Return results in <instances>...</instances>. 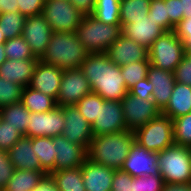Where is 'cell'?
<instances>
[{
    "mask_svg": "<svg viewBox=\"0 0 191 191\" xmlns=\"http://www.w3.org/2000/svg\"><path fill=\"white\" fill-rule=\"evenodd\" d=\"M80 68L92 92L104 100L121 101L128 93L120 66L115 65L106 53H89Z\"/></svg>",
    "mask_w": 191,
    "mask_h": 191,
    "instance_id": "cell-1",
    "label": "cell"
},
{
    "mask_svg": "<svg viewBox=\"0 0 191 191\" xmlns=\"http://www.w3.org/2000/svg\"><path fill=\"white\" fill-rule=\"evenodd\" d=\"M134 142V132L128 130L93 136L87 149V158L114 170H121Z\"/></svg>",
    "mask_w": 191,
    "mask_h": 191,
    "instance_id": "cell-2",
    "label": "cell"
},
{
    "mask_svg": "<svg viewBox=\"0 0 191 191\" xmlns=\"http://www.w3.org/2000/svg\"><path fill=\"white\" fill-rule=\"evenodd\" d=\"M89 55L76 33L53 32L41 62L53 65L61 70L80 68Z\"/></svg>",
    "mask_w": 191,
    "mask_h": 191,
    "instance_id": "cell-3",
    "label": "cell"
},
{
    "mask_svg": "<svg viewBox=\"0 0 191 191\" xmlns=\"http://www.w3.org/2000/svg\"><path fill=\"white\" fill-rule=\"evenodd\" d=\"M121 34V25L105 24L92 15H83L76 31L78 40L89 53H106Z\"/></svg>",
    "mask_w": 191,
    "mask_h": 191,
    "instance_id": "cell-4",
    "label": "cell"
},
{
    "mask_svg": "<svg viewBox=\"0 0 191 191\" xmlns=\"http://www.w3.org/2000/svg\"><path fill=\"white\" fill-rule=\"evenodd\" d=\"M164 183H191V148L173 144L158 152Z\"/></svg>",
    "mask_w": 191,
    "mask_h": 191,
    "instance_id": "cell-5",
    "label": "cell"
},
{
    "mask_svg": "<svg viewBox=\"0 0 191 191\" xmlns=\"http://www.w3.org/2000/svg\"><path fill=\"white\" fill-rule=\"evenodd\" d=\"M173 120L160 113L134 132L135 141L151 152H161L174 144Z\"/></svg>",
    "mask_w": 191,
    "mask_h": 191,
    "instance_id": "cell-6",
    "label": "cell"
},
{
    "mask_svg": "<svg viewBox=\"0 0 191 191\" xmlns=\"http://www.w3.org/2000/svg\"><path fill=\"white\" fill-rule=\"evenodd\" d=\"M150 65L174 72L185 56L182 40L174 31L165 32L158 37L148 50Z\"/></svg>",
    "mask_w": 191,
    "mask_h": 191,
    "instance_id": "cell-7",
    "label": "cell"
},
{
    "mask_svg": "<svg viewBox=\"0 0 191 191\" xmlns=\"http://www.w3.org/2000/svg\"><path fill=\"white\" fill-rule=\"evenodd\" d=\"M53 32L76 33L83 14L67 0H45L43 13Z\"/></svg>",
    "mask_w": 191,
    "mask_h": 191,
    "instance_id": "cell-8",
    "label": "cell"
},
{
    "mask_svg": "<svg viewBox=\"0 0 191 191\" xmlns=\"http://www.w3.org/2000/svg\"><path fill=\"white\" fill-rule=\"evenodd\" d=\"M126 129L135 132L161 111L153 99H143L127 93L121 100Z\"/></svg>",
    "mask_w": 191,
    "mask_h": 191,
    "instance_id": "cell-9",
    "label": "cell"
},
{
    "mask_svg": "<svg viewBox=\"0 0 191 191\" xmlns=\"http://www.w3.org/2000/svg\"><path fill=\"white\" fill-rule=\"evenodd\" d=\"M89 81L81 68L66 69L62 74L57 106H72L91 93Z\"/></svg>",
    "mask_w": 191,
    "mask_h": 191,
    "instance_id": "cell-10",
    "label": "cell"
},
{
    "mask_svg": "<svg viewBox=\"0 0 191 191\" xmlns=\"http://www.w3.org/2000/svg\"><path fill=\"white\" fill-rule=\"evenodd\" d=\"M64 112L62 106L37 113L30 112L29 125L27 126L28 137H56L63 134Z\"/></svg>",
    "mask_w": 191,
    "mask_h": 191,
    "instance_id": "cell-11",
    "label": "cell"
},
{
    "mask_svg": "<svg viewBox=\"0 0 191 191\" xmlns=\"http://www.w3.org/2000/svg\"><path fill=\"white\" fill-rule=\"evenodd\" d=\"M93 136L126 131L121 101L104 100L99 103L98 117L91 125Z\"/></svg>",
    "mask_w": 191,
    "mask_h": 191,
    "instance_id": "cell-12",
    "label": "cell"
},
{
    "mask_svg": "<svg viewBox=\"0 0 191 191\" xmlns=\"http://www.w3.org/2000/svg\"><path fill=\"white\" fill-rule=\"evenodd\" d=\"M121 171L128 173L132 177L160 175L158 152L148 151L135 141L122 165Z\"/></svg>",
    "mask_w": 191,
    "mask_h": 191,
    "instance_id": "cell-13",
    "label": "cell"
},
{
    "mask_svg": "<svg viewBox=\"0 0 191 191\" xmlns=\"http://www.w3.org/2000/svg\"><path fill=\"white\" fill-rule=\"evenodd\" d=\"M52 34L53 31L43 15L26 17L21 36L38 59L45 53Z\"/></svg>",
    "mask_w": 191,
    "mask_h": 191,
    "instance_id": "cell-14",
    "label": "cell"
},
{
    "mask_svg": "<svg viewBox=\"0 0 191 191\" xmlns=\"http://www.w3.org/2000/svg\"><path fill=\"white\" fill-rule=\"evenodd\" d=\"M63 136L70 142L82 145L86 150L93 138L91 124L79 112L76 105L64 106Z\"/></svg>",
    "mask_w": 191,
    "mask_h": 191,
    "instance_id": "cell-15",
    "label": "cell"
},
{
    "mask_svg": "<svg viewBox=\"0 0 191 191\" xmlns=\"http://www.w3.org/2000/svg\"><path fill=\"white\" fill-rule=\"evenodd\" d=\"M55 143L54 171L80 167L87 158V150L80 144L70 142L63 135L53 137Z\"/></svg>",
    "mask_w": 191,
    "mask_h": 191,
    "instance_id": "cell-16",
    "label": "cell"
},
{
    "mask_svg": "<svg viewBox=\"0 0 191 191\" xmlns=\"http://www.w3.org/2000/svg\"><path fill=\"white\" fill-rule=\"evenodd\" d=\"M109 59L118 66L148 59V49L121 34L106 51Z\"/></svg>",
    "mask_w": 191,
    "mask_h": 191,
    "instance_id": "cell-17",
    "label": "cell"
},
{
    "mask_svg": "<svg viewBox=\"0 0 191 191\" xmlns=\"http://www.w3.org/2000/svg\"><path fill=\"white\" fill-rule=\"evenodd\" d=\"M63 71L39 60L28 87L45 93L57 100Z\"/></svg>",
    "mask_w": 191,
    "mask_h": 191,
    "instance_id": "cell-18",
    "label": "cell"
},
{
    "mask_svg": "<svg viewBox=\"0 0 191 191\" xmlns=\"http://www.w3.org/2000/svg\"><path fill=\"white\" fill-rule=\"evenodd\" d=\"M122 34L141 46L150 49L153 42L166 31L156 22L148 17L140 20H133V23L124 24L121 27Z\"/></svg>",
    "mask_w": 191,
    "mask_h": 191,
    "instance_id": "cell-19",
    "label": "cell"
},
{
    "mask_svg": "<svg viewBox=\"0 0 191 191\" xmlns=\"http://www.w3.org/2000/svg\"><path fill=\"white\" fill-rule=\"evenodd\" d=\"M86 191H111L115 170L86 158L80 166Z\"/></svg>",
    "mask_w": 191,
    "mask_h": 191,
    "instance_id": "cell-20",
    "label": "cell"
},
{
    "mask_svg": "<svg viewBox=\"0 0 191 191\" xmlns=\"http://www.w3.org/2000/svg\"><path fill=\"white\" fill-rule=\"evenodd\" d=\"M147 78L153 85L152 99L162 111L168 104L175 84L174 72L149 66Z\"/></svg>",
    "mask_w": 191,
    "mask_h": 191,
    "instance_id": "cell-21",
    "label": "cell"
},
{
    "mask_svg": "<svg viewBox=\"0 0 191 191\" xmlns=\"http://www.w3.org/2000/svg\"><path fill=\"white\" fill-rule=\"evenodd\" d=\"M38 61V58L24 60L7 59L0 65V77L7 78L23 88L27 87Z\"/></svg>",
    "mask_w": 191,
    "mask_h": 191,
    "instance_id": "cell-22",
    "label": "cell"
},
{
    "mask_svg": "<svg viewBox=\"0 0 191 191\" xmlns=\"http://www.w3.org/2000/svg\"><path fill=\"white\" fill-rule=\"evenodd\" d=\"M9 159L15 169L28 171H43L38 157L32 150V138L22 136L8 151Z\"/></svg>",
    "mask_w": 191,
    "mask_h": 191,
    "instance_id": "cell-23",
    "label": "cell"
},
{
    "mask_svg": "<svg viewBox=\"0 0 191 191\" xmlns=\"http://www.w3.org/2000/svg\"><path fill=\"white\" fill-rule=\"evenodd\" d=\"M191 112V86L175 82L170 100L161 111L172 120Z\"/></svg>",
    "mask_w": 191,
    "mask_h": 191,
    "instance_id": "cell-24",
    "label": "cell"
},
{
    "mask_svg": "<svg viewBox=\"0 0 191 191\" xmlns=\"http://www.w3.org/2000/svg\"><path fill=\"white\" fill-rule=\"evenodd\" d=\"M21 102L29 112L37 113L50 111L57 106L55 98L28 86L22 90Z\"/></svg>",
    "mask_w": 191,
    "mask_h": 191,
    "instance_id": "cell-25",
    "label": "cell"
},
{
    "mask_svg": "<svg viewBox=\"0 0 191 191\" xmlns=\"http://www.w3.org/2000/svg\"><path fill=\"white\" fill-rule=\"evenodd\" d=\"M45 174L44 171L15 169L2 191H32Z\"/></svg>",
    "mask_w": 191,
    "mask_h": 191,
    "instance_id": "cell-26",
    "label": "cell"
},
{
    "mask_svg": "<svg viewBox=\"0 0 191 191\" xmlns=\"http://www.w3.org/2000/svg\"><path fill=\"white\" fill-rule=\"evenodd\" d=\"M32 150L38 157L41 169L45 173L54 171L55 143L51 137H33Z\"/></svg>",
    "mask_w": 191,
    "mask_h": 191,
    "instance_id": "cell-27",
    "label": "cell"
},
{
    "mask_svg": "<svg viewBox=\"0 0 191 191\" xmlns=\"http://www.w3.org/2000/svg\"><path fill=\"white\" fill-rule=\"evenodd\" d=\"M1 117L15 127L22 136H27L30 112L22 102L12 103L0 108Z\"/></svg>",
    "mask_w": 191,
    "mask_h": 191,
    "instance_id": "cell-28",
    "label": "cell"
},
{
    "mask_svg": "<svg viewBox=\"0 0 191 191\" xmlns=\"http://www.w3.org/2000/svg\"><path fill=\"white\" fill-rule=\"evenodd\" d=\"M60 191H86L81 167L53 171L50 173Z\"/></svg>",
    "mask_w": 191,
    "mask_h": 191,
    "instance_id": "cell-29",
    "label": "cell"
},
{
    "mask_svg": "<svg viewBox=\"0 0 191 191\" xmlns=\"http://www.w3.org/2000/svg\"><path fill=\"white\" fill-rule=\"evenodd\" d=\"M151 0H120V23L121 27L133 20L146 17L149 12Z\"/></svg>",
    "mask_w": 191,
    "mask_h": 191,
    "instance_id": "cell-30",
    "label": "cell"
},
{
    "mask_svg": "<svg viewBox=\"0 0 191 191\" xmlns=\"http://www.w3.org/2000/svg\"><path fill=\"white\" fill-rule=\"evenodd\" d=\"M120 0H96L92 16L109 25H121Z\"/></svg>",
    "mask_w": 191,
    "mask_h": 191,
    "instance_id": "cell-31",
    "label": "cell"
},
{
    "mask_svg": "<svg viewBox=\"0 0 191 191\" xmlns=\"http://www.w3.org/2000/svg\"><path fill=\"white\" fill-rule=\"evenodd\" d=\"M26 16L16 12L0 13V29L6 39H12L22 35Z\"/></svg>",
    "mask_w": 191,
    "mask_h": 191,
    "instance_id": "cell-32",
    "label": "cell"
},
{
    "mask_svg": "<svg viewBox=\"0 0 191 191\" xmlns=\"http://www.w3.org/2000/svg\"><path fill=\"white\" fill-rule=\"evenodd\" d=\"M149 66V60H140L120 67L121 73L125 79L126 88L128 90L138 81L147 78Z\"/></svg>",
    "mask_w": 191,
    "mask_h": 191,
    "instance_id": "cell-33",
    "label": "cell"
},
{
    "mask_svg": "<svg viewBox=\"0 0 191 191\" xmlns=\"http://www.w3.org/2000/svg\"><path fill=\"white\" fill-rule=\"evenodd\" d=\"M4 52L6 58L11 60L37 58L34 56L30 46L22 36L7 39L4 43Z\"/></svg>",
    "mask_w": 191,
    "mask_h": 191,
    "instance_id": "cell-34",
    "label": "cell"
},
{
    "mask_svg": "<svg viewBox=\"0 0 191 191\" xmlns=\"http://www.w3.org/2000/svg\"><path fill=\"white\" fill-rule=\"evenodd\" d=\"M103 101L104 99L100 95L91 92L87 96L82 97L76 103V107L87 122L92 125L95 118L98 117L99 103H103Z\"/></svg>",
    "mask_w": 191,
    "mask_h": 191,
    "instance_id": "cell-35",
    "label": "cell"
},
{
    "mask_svg": "<svg viewBox=\"0 0 191 191\" xmlns=\"http://www.w3.org/2000/svg\"><path fill=\"white\" fill-rule=\"evenodd\" d=\"M174 143L191 148V112L173 119Z\"/></svg>",
    "mask_w": 191,
    "mask_h": 191,
    "instance_id": "cell-36",
    "label": "cell"
},
{
    "mask_svg": "<svg viewBox=\"0 0 191 191\" xmlns=\"http://www.w3.org/2000/svg\"><path fill=\"white\" fill-rule=\"evenodd\" d=\"M23 87L0 77V108L21 101Z\"/></svg>",
    "mask_w": 191,
    "mask_h": 191,
    "instance_id": "cell-37",
    "label": "cell"
},
{
    "mask_svg": "<svg viewBox=\"0 0 191 191\" xmlns=\"http://www.w3.org/2000/svg\"><path fill=\"white\" fill-rule=\"evenodd\" d=\"M163 185L161 175L132 177V191H162Z\"/></svg>",
    "mask_w": 191,
    "mask_h": 191,
    "instance_id": "cell-38",
    "label": "cell"
},
{
    "mask_svg": "<svg viewBox=\"0 0 191 191\" xmlns=\"http://www.w3.org/2000/svg\"><path fill=\"white\" fill-rule=\"evenodd\" d=\"M148 17L152 18L157 25L169 32V16L167 15V0H151Z\"/></svg>",
    "mask_w": 191,
    "mask_h": 191,
    "instance_id": "cell-39",
    "label": "cell"
},
{
    "mask_svg": "<svg viewBox=\"0 0 191 191\" xmlns=\"http://www.w3.org/2000/svg\"><path fill=\"white\" fill-rule=\"evenodd\" d=\"M22 135L2 117L0 120V150L9 151Z\"/></svg>",
    "mask_w": 191,
    "mask_h": 191,
    "instance_id": "cell-40",
    "label": "cell"
},
{
    "mask_svg": "<svg viewBox=\"0 0 191 191\" xmlns=\"http://www.w3.org/2000/svg\"><path fill=\"white\" fill-rule=\"evenodd\" d=\"M45 0H17L18 12L27 16L42 15Z\"/></svg>",
    "mask_w": 191,
    "mask_h": 191,
    "instance_id": "cell-41",
    "label": "cell"
},
{
    "mask_svg": "<svg viewBox=\"0 0 191 191\" xmlns=\"http://www.w3.org/2000/svg\"><path fill=\"white\" fill-rule=\"evenodd\" d=\"M14 165L9 159L8 151L0 150V189L2 190L6 183L13 176Z\"/></svg>",
    "mask_w": 191,
    "mask_h": 191,
    "instance_id": "cell-42",
    "label": "cell"
},
{
    "mask_svg": "<svg viewBox=\"0 0 191 191\" xmlns=\"http://www.w3.org/2000/svg\"><path fill=\"white\" fill-rule=\"evenodd\" d=\"M174 32L182 40L184 50H191V17L183 18L175 26Z\"/></svg>",
    "mask_w": 191,
    "mask_h": 191,
    "instance_id": "cell-43",
    "label": "cell"
},
{
    "mask_svg": "<svg viewBox=\"0 0 191 191\" xmlns=\"http://www.w3.org/2000/svg\"><path fill=\"white\" fill-rule=\"evenodd\" d=\"M175 81L191 86V61L185 56L174 70Z\"/></svg>",
    "mask_w": 191,
    "mask_h": 191,
    "instance_id": "cell-44",
    "label": "cell"
},
{
    "mask_svg": "<svg viewBox=\"0 0 191 191\" xmlns=\"http://www.w3.org/2000/svg\"><path fill=\"white\" fill-rule=\"evenodd\" d=\"M111 191H132V176L128 173L115 170Z\"/></svg>",
    "mask_w": 191,
    "mask_h": 191,
    "instance_id": "cell-45",
    "label": "cell"
},
{
    "mask_svg": "<svg viewBox=\"0 0 191 191\" xmlns=\"http://www.w3.org/2000/svg\"><path fill=\"white\" fill-rule=\"evenodd\" d=\"M167 15L169 16V31H174L175 26L183 19L180 0H167Z\"/></svg>",
    "mask_w": 191,
    "mask_h": 191,
    "instance_id": "cell-46",
    "label": "cell"
},
{
    "mask_svg": "<svg viewBox=\"0 0 191 191\" xmlns=\"http://www.w3.org/2000/svg\"><path fill=\"white\" fill-rule=\"evenodd\" d=\"M128 93L143 99H152L153 85L148 78L138 81L132 86Z\"/></svg>",
    "mask_w": 191,
    "mask_h": 191,
    "instance_id": "cell-47",
    "label": "cell"
},
{
    "mask_svg": "<svg viewBox=\"0 0 191 191\" xmlns=\"http://www.w3.org/2000/svg\"><path fill=\"white\" fill-rule=\"evenodd\" d=\"M32 191H60L56 181L50 173H46Z\"/></svg>",
    "mask_w": 191,
    "mask_h": 191,
    "instance_id": "cell-48",
    "label": "cell"
},
{
    "mask_svg": "<svg viewBox=\"0 0 191 191\" xmlns=\"http://www.w3.org/2000/svg\"><path fill=\"white\" fill-rule=\"evenodd\" d=\"M70 1L83 15H91L95 8V3H96V0H70Z\"/></svg>",
    "mask_w": 191,
    "mask_h": 191,
    "instance_id": "cell-49",
    "label": "cell"
},
{
    "mask_svg": "<svg viewBox=\"0 0 191 191\" xmlns=\"http://www.w3.org/2000/svg\"><path fill=\"white\" fill-rule=\"evenodd\" d=\"M162 191H191V183H164Z\"/></svg>",
    "mask_w": 191,
    "mask_h": 191,
    "instance_id": "cell-50",
    "label": "cell"
},
{
    "mask_svg": "<svg viewBox=\"0 0 191 191\" xmlns=\"http://www.w3.org/2000/svg\"><path fill=\"white\" fill-rule=\"evenodd\" d=\"M18 11L17 0H0V13Z\"/></svg>",
    "mask_w": 191,
    "mask_h": 191,
    "instance_id": "cell-51",
    "label": "cell"
},
{
    "mask_svg": "<svg viewBox=\"0 0 191 191\" xmlns=\"http://www.w3.org/2000/svg\"><path fill=\"white\" fill-rule=\"evenodd\" d=\"M180 7L183 18L191 17V0H180Z\"/></svg>",
    "mask_w": 191,
    "mask_h": 191,
    "instance_id": "cell-52",
    "label": "cell"
},
{
    "mask_svg": "<svg viewBox=\"0 0 191 191\" xmlns=\"http://www.w3.org/2000/svg\"><path fill=\"white\" fill-rule=\"evenodd\" d=\"M7 60L4 52V44H0V65Z\"/></svg>",
    "mask_w": 191,
    "mask_h": 191,
    "instance_id": "cell-53",
    "label": "cell"
},
{
    "mask_svg": "<svg viewBox=\"0 0 191 191\" xmlns=\"http://www.w3.org/2000/svg\"><path fill=\"white\" fill-rule=\"evenodd\" d=\"M5 35H3L1 29H0V44H4L6 42Z\"/></svg>",
    "mask_w": 191,
    "mask_h": 191,
    "instance_id": "cell-54",
    "label": "cell"
},
{
    "mask_svg": "<svg viewBox=\"0 0 191 191\" xmlns=\"http://www.w3.org/2000/svg\"><path fill=\"white\" fill-rule=\"evenodd\" d=\"M185 57L191 61V50H185Z\"/></svg>",
    "mask_w": 191,
    "mask_h": 191,
    "instance_id": "cell-55",
    "label": "cell"
}]
</instances>
